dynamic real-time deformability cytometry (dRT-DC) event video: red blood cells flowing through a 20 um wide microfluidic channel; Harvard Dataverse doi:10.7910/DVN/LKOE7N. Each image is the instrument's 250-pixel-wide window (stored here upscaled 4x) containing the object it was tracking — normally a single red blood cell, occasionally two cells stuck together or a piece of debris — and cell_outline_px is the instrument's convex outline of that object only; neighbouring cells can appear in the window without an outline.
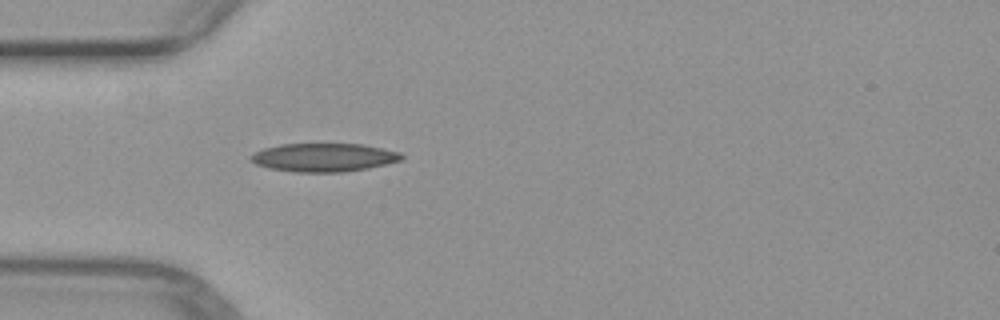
{"species": "common noctule bat (a hibernating species)", "species_latin": "Nyctalus noctula", "temperature_condition": "warm", "stored_images_in_passage": 34, "camera_frame_rate_fps": 3000, "um_per_image_px": 0.085, "animal": {"sex": "female", "body_mass_g": 29.2, "forearm_length_mm": 56.3}, "frame": {"image": 1, "passage_image": 1, "time_ms": 0.0, "image_size_px": [1000, 320], "cell_outline_px": [[404, 160], [368, 168], [344, 172], [296, 172], [272, 168], [256, 164], [248, 156], [264, 148], [280, 144], [364, 144], [384, 148], [400, 152], [404, 156]], "centroid_in_image_um": [27.59, 13.37], "position_along_channel_um": 57.4, "area_um2": 24.97}}
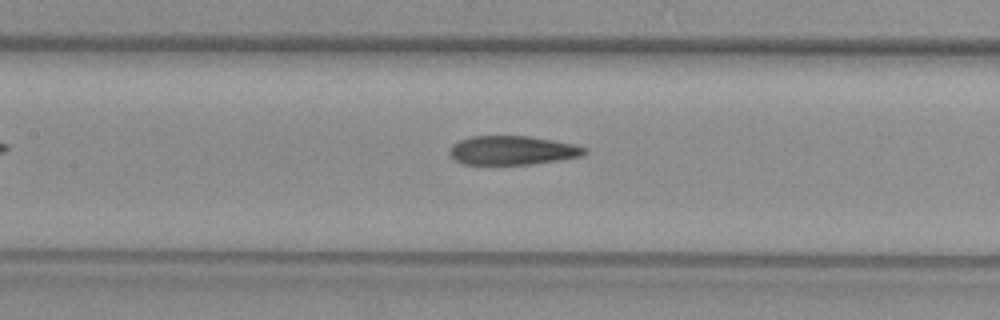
{"frame": {"image": 2, "passage_image": 9, "time_ms": 2.667, "image_size_px": [1000, 320], "cell_outline_px": [[588, 152], [580, 156], [560, 160], [532, 164], [464, 164], [456, 160], [448, 152], [448, 148], [452, 144], [460, 140], [472, 136], [528, 136], [552, 140], [572, 144], [588, 148]], "centroid_in_image_um": [43.55, 12.78], "position_along_channel_um": 163.9, "area_um2": 22.72}}
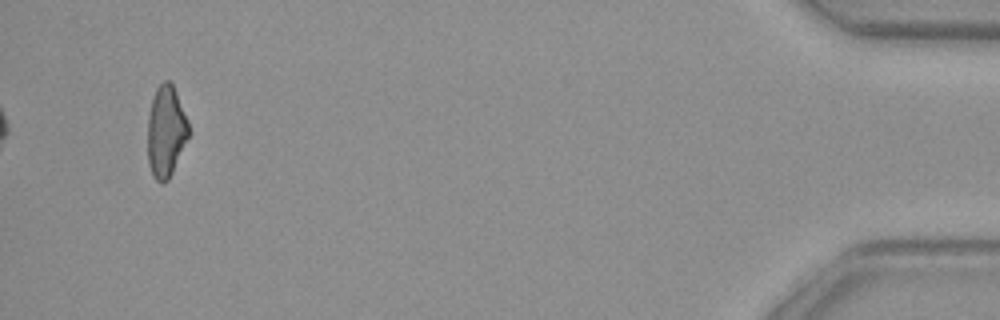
{"frame": {"image": 3, "passage_image": 34, "time_ms": 11.0, "image_size_px": [1000, 320], "cell_outline_px": [[188, 136], [172, 172], [168, 180], [160, 184], [152, 176], [148, 164], [148, 116], [152, 96], [156, 88], [164, 80], [168, 80], [172, 84], [176, 92], [188, 120]], "centroid_in_image_um": [14.08, 11.17], "position_along_channel_um": 421.1, "area_um2": 21.73}}